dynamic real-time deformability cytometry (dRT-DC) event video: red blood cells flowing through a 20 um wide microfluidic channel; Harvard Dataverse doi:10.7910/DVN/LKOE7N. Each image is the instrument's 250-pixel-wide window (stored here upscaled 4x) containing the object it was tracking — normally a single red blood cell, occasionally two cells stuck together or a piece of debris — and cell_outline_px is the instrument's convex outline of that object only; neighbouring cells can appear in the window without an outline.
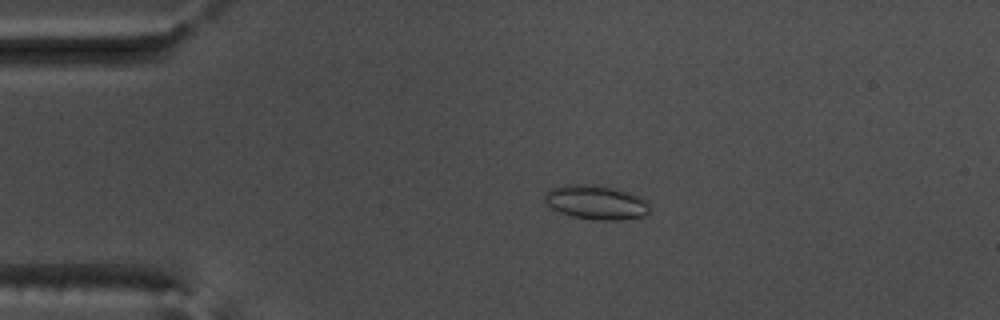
{"species": "common noctule bat (a hibernating species)", "species_latin": "Nyctalus noctula", "temperature_condition": "warm", "stored_images_in_passage": 56, "camera_frame_rate_fps": 3000, "um_per_image_px": 0.085, "animal": {"sex": "male", "body_mass_g": 17.5, "forearm_length_mm": 52.3}, "frame": {"image": 1, "passage_image": 13, "time_ms": 4.0, "image_size_px": [1000, 320], "cell_outline_px": [[652, 208], [648, 216], [620, 220], [596, 220], [572, 216], [560, 212], [552, 208], [544, 200], [544, 196], [552, 188], [568, 184], [604, 184], [640, 196], [648, 200]], "centroid_in_image_um": [50.77, 17.19], "position_along_channel_um": 34.2, "area_um2": 21.44}}
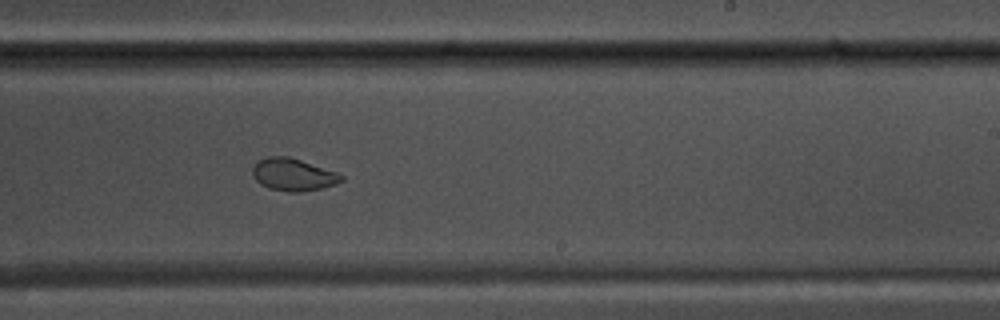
{"frame": {"image": 2, "passage_image": 35, "time_ms": 11.333, "image_size_px": [1000, 320], "cell_outline_px": [[344, 180], [336, 184], [324, 188], [300, 192], [288, 192], [268, 188], [260, 184], [256, 180], [252, 172], [252, 168], [260, 160], [268, 156], [288, 156], [336, 172], [344, 176]], "centroid_in_image_um": [24.93, 14.86], "position_along_channel_um": 264.1, "area_um2": 16.7}}
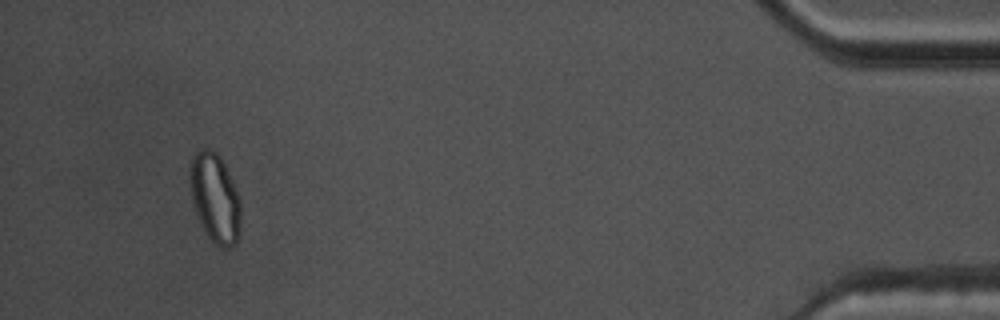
{"frame": {"image": 3, "passage_image": 53, "time_ms": 17.333, "image_size_px": [1000, 320], "cell_outline_px": [[240, 232], [236, 244], [228, 248], [224, 248], [216, 244], [208, 236], [200, 224], [192, 200], [192, 156], [196, 152], [204, 148], [212, 148], [220, 156], [240, 196]], "centroid_in_image_um": [18.32, 16.86], "position_along_channel_um": 416.9, "area_um2": 26.01}, "authors_computed_cell_mechanics": {"area_um2": 19.9988, "velocity_mm_per_s": 3.7161, "shape_relaxation_time_tau1_ms": null, "shape_relaxation_time_tau2_ms": 0.925, "deformation_change_tau1": null, "deformation_change_tau2": 0.0517}}